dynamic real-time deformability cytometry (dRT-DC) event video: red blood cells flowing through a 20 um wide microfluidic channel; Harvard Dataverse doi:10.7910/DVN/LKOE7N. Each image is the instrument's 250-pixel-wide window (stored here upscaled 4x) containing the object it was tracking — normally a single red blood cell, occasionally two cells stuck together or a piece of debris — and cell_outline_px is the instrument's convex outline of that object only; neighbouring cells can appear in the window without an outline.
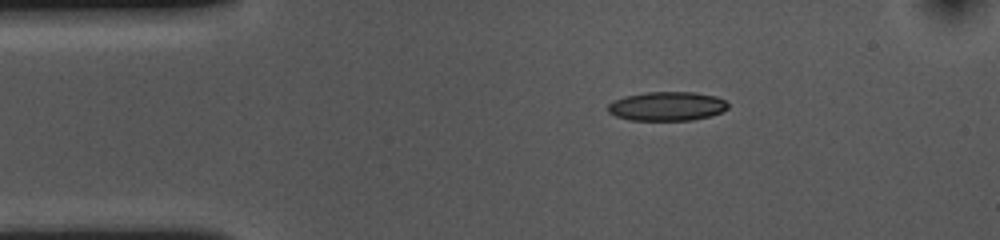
{"species": "common noctule bat (a hibernating species)", "species_latin": "Nyctalus noctula", "temperature_condition": "cold", "stored_images_in_passage": 46, "camera_frame_rate_fps": 3000, "um_per_image_px": 0.085, "animal": {"sex": "female", "body_mass_g": 10.0, "forearm_length_mm": 53.1}, "frame": {"image": 1, "passage_image": 1, "time_ms": 0.0, "image_size_px": [1000, 240], "cell_outline_px": [[728, 108], [712, 116], [692, 120], [628, 120], [616, 116], [608, 112], [608, 104], [612, 100], [624, 96], [648, 92], [692, 92], [716, 96], [724, 100], [728, 104]], "centroid_in_image_um": [56.67, 9.03], "position_along_channel_um": 28.3, "area_um2": 20.4}}
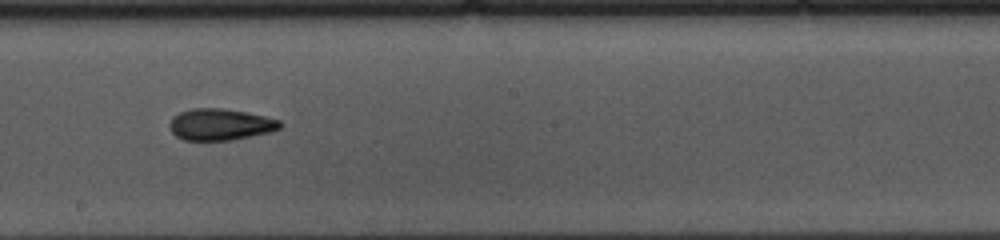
{"frame": {"image": 2, "passage_image": 21, "time_ms": 6.667, "image_size_px": [1000, 240], "cell_outline_px": [[284, 124], [280, 128], [272, 132], [232, 140], [184, 140], [176, 136], [172, 132], [168, 124], [172, 116], [180, 112], [192, 108], [220, 108], [248, 112], [280, 120]], "centroid_in_image_um": [18.74, 10.58], "position_along_channel_um": 229.5, "area_um2": 20.52}}
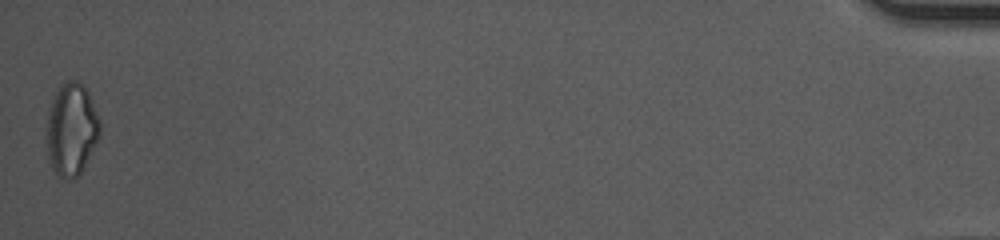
{"frame": {"image": 3, "passage_image": 46, "time_ms": 15.0, "image_size_px": [1000, 240], "cell_outline_px": [[100, 136], [80, 176], [72, 180], [68, 180], [60, 176], [52, 168], [48, 156], [44, 132], [44, 128], [52, 96], [68, 80], [76, 80], [88, 92], [100, 120]], "centroid_in_image_um": [6.05, 11.04], "position_along_channel_um": 429.2, "area_um2": 29.19}, "authors_computed_cell_mechanics": {"area_um2": 20.4323, "velocity_mm_per_s": 3.6115, "shape_relaxation_time_tau1_ms": 8.5775, "shape_relaxation_time_tau2_ms": 4.5633, "deformation_change_tau1": 0.1553, "deformation_change_tau2": 0.1162}}